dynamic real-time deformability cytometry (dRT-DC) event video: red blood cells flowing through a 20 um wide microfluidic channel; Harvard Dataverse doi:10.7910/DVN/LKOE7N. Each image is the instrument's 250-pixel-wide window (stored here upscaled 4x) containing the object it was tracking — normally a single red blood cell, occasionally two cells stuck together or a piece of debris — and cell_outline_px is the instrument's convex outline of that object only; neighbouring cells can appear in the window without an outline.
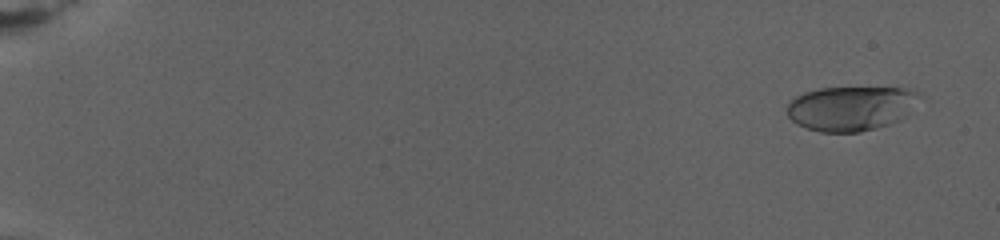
{"species": "human", "species_latin": "Homo sapiens", "temperature_condition": "warm", "stored_images_in_passage": 54, "camera_frame_rate_fps": 3000, "um_per_image_px": 0.085, "donor": {"sex": "female"}, "frame": {"image": 1, "passage_image": 7, "time_ms": 1.333, "image_size_px": [1000, 240], "cell_outline_px": [[920, 96], [888, 124], [876, 128], [860, 132], [820, 132], [796, 124], [788, 116], [788, 104], [796, 96], [804, 92], [820, 88], [908, 88], [916, 92]], "centroid_in_image_um": [72.19, 9.2], "position_along_channel_um": 12.8, "area_um2": 33.18}}
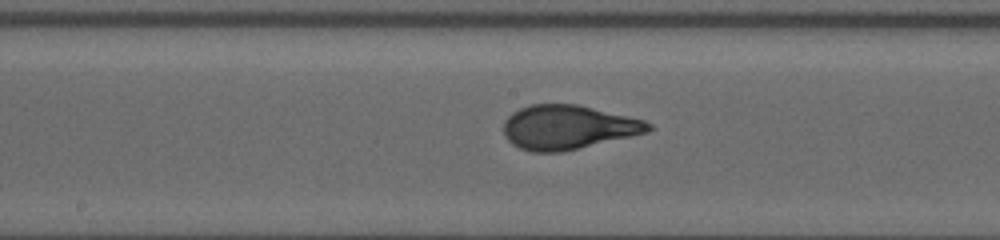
{"frame": {"image": 2, "passage_image": 34, "time_ms": 15.333, "image_size_px": [1000, 240], "cell_outline_px": [[652, 128], [648, 132], [564, 152], [532, 152], [520, 148], [512, 144], [504, 136], [504, 120], [512, 112], [528, 104], [576, 104], [628, 116], [644, 120], [652, 124]], "centroid_in_image_um": [48.25, 10.82], "position_along_channel_um": 199.9, "area_um2": 37.34}}
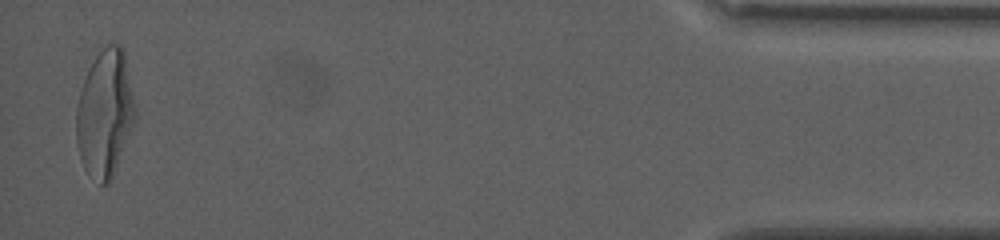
{"frame": {"image": 3, "passage_image": 54, "time_ms": 26.667, "image_size_px": [1000, 240], "cell_outline_px": [[136, 116], [112, 176], [108, 184], [100, 184], [88, 176], [80, 160], [76, 144], [76, 108], [80, 92], [88, 68], [96, 56], [108, 44], [120, 44], [124, 48], [136, 108]], "centroid_in_image_um": [8.9, 9.63], "position_along_channel_um": 426.3, "area_um2": 43.52}, "authors_computed_cell_mechanics": {"area_um2": 36.1539, "velocity_mm_per_s": 2.6353, "shape_relaxation_time_tau1_ms": 6.9309, "shape_relaxation_time_tau2_ms": null, "deformation_change_tau1": 0.2438, "deformation_change_tau2": null}}